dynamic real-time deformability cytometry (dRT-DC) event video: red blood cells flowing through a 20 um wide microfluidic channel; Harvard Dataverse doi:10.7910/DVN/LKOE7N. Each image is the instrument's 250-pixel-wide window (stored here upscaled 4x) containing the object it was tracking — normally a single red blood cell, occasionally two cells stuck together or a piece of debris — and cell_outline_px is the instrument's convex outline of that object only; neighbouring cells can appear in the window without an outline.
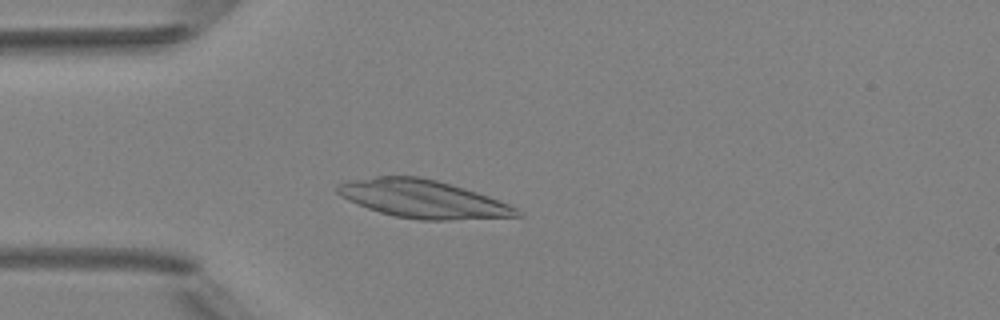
{"species": "Egyptian fruit bat (a non-hibernating species)", "species_latin": "Rousettus aegyptiacus", "temperature_condition": "room temperature", "stored_images_in_passage": 4, "camera_frame_rate_fps": 3000, "um_per_image_px": 0.085, "animal": {"sex": "female"}, "frame": {"image": 1, "passage_image": 4, "time_ms": 3.667, "image_size_px": [1000, 320], "cell_outline_px": [[524, 216], [448, 220], [420, 220], [396, 216], [380, 212], [368, 208], [348, 200], [340, 196], [336, 192], [336, 184], [348, 180], [376, 176], [420, 176], [436, 180], [464, 188], [500, 200], [516, 208]], "centroid_in_image_um": [35.92, 16.9], "position_along_channel_um": 49.1, "area_um2": 39.65}}